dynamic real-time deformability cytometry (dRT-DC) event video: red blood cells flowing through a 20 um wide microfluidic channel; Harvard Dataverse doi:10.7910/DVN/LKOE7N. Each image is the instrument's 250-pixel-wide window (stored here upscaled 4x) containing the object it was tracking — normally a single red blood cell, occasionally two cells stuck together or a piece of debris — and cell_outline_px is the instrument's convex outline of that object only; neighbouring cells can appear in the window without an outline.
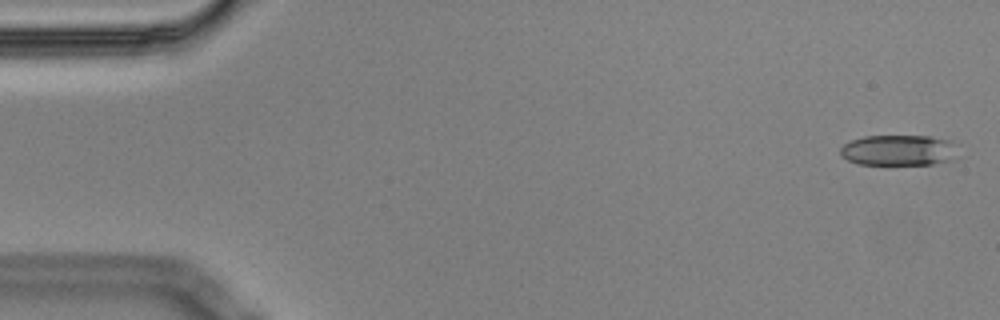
{"species": "Egyptian fruit bat (a non-hibernating species)", "species_latin": "Rousettus aegyptiacus", "temperature_condition": "cold", "stored_images_in_passage": 5, "camera_frame_rate_fps": 3000, "um_per_image_px": 0.085, "animal": {"sex": "male"}, "frame": {"image": 1, "passage_image": 1, "time_ms": 0.0, "image_size_px": [1000, 320], "cell_outline_px": [[960, 144], [956, 160], [932, 164], [856, 164], [840, 156], [840, 148], [844, 144], [852, 140], [864, 136], [932, 136], [952, 140]], "centroid_in_image_um": [76.49, 12.77], "position_along_channel_um": 8.5, "area_um2": 21.68}}
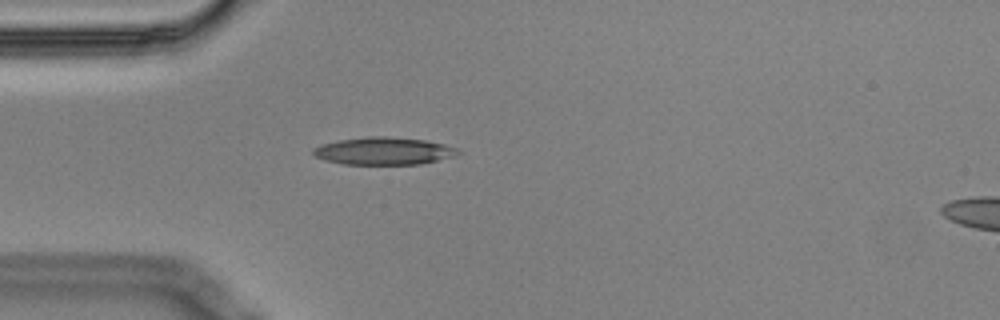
{"frame": {"image": 2, "passage_image": 5, "time_ms": 1.333, "image_size_px": [1000, 320], "cell_outline_px": [[460, 152], [456, 156], [420, 164], [344, 164], [324, 160], [316, 156], [312, 152], [312, 148], [320, 144], [340, 140], [368, 136], [384, 136], [424, 140], [444, 144], [456, 148]], "centroid_in_image_um": [32.6, 12.83], "position_along_channel_um": 52.4, "area_um2": 23.12}}